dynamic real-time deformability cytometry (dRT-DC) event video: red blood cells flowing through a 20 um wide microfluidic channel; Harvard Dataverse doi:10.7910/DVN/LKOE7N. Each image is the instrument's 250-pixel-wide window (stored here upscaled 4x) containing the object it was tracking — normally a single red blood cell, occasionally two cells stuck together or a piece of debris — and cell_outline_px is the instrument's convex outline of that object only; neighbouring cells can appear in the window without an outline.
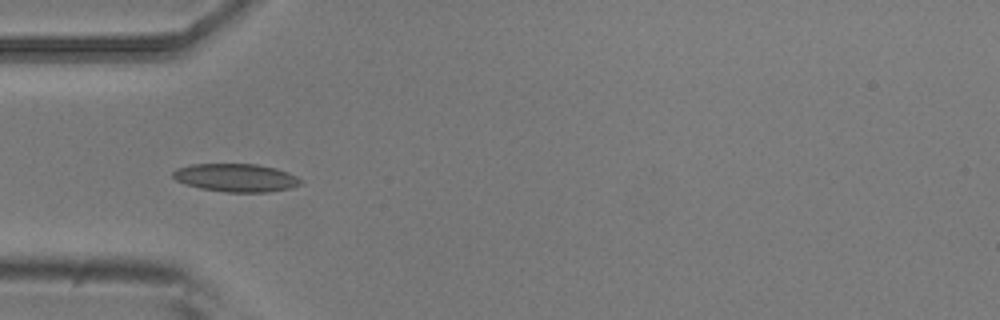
{"species": "common noctule bat (a hibernating species)", "species_latin": "Nyctalus noctula", "temperature_condition": "room temperature", "stored_images_in_passage": 9, "camera_frame_rate_fps": 3000, "um_per_image_px": 0.085, "animal": {"sex": "male", "body_mass_g": 20.5, "forearm_length_mm": 52.5}, "frame": {"image": 1, "passage_image": 4, "time_ms": 1.0, "image_size_px": [1000, 320], "cell_outline_px": [[300, 184], [292, 188], [268, 192], [224, 192], [200, 188], [176, 180], [172, 176], [172, 172], [176, 168], [192, 164], [256, 164], [276, 168], [288, 172], [296, 176], [300, 180]], "centroid_in_image_um": [20.05, 15.1], "position_along_channel_um": 64.9, "area_um2": 20.87}}
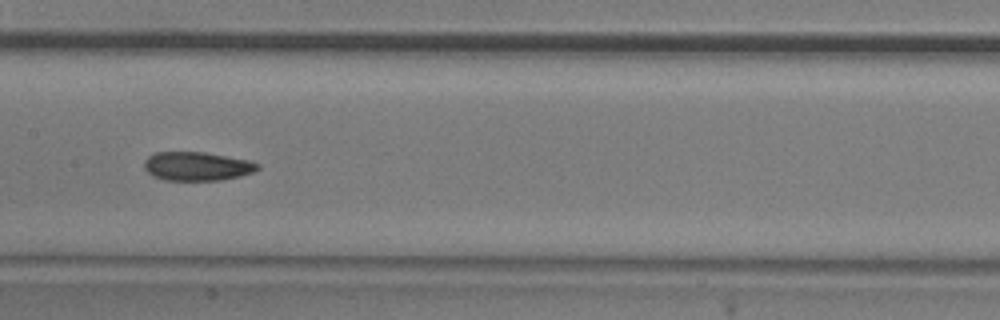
{"frame": {"image": 2, "passage_image": 7, "time_ms": 2.0, "image_size_px": [1000, 320], "cell_outline_px": [[260, 168], [252, 172], [240, 176], [220, 180], [164, 180], [152, 176], [144, 168], [144, 160], [148, 156], [156, 152], [204, 152], [252, 160], [260, 164]], "centroid_in_image_um": [16.76, 14.12], "position_along_channel_um": 190.6, "area_um2": 19.19}}
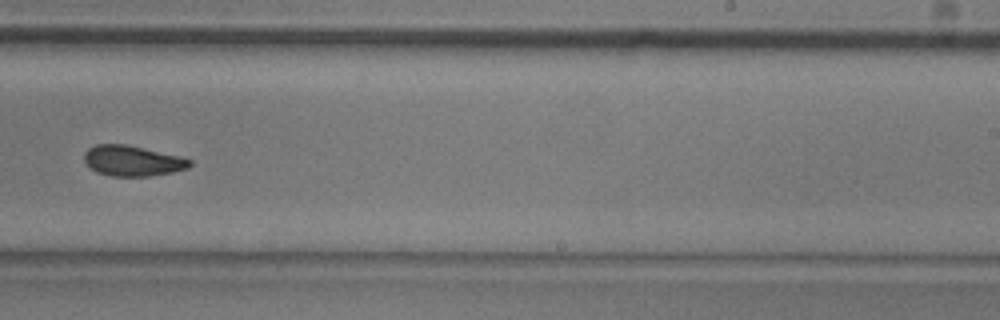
{"frame": {"image": 3, "passage_image": 9, "time_ms": 2.667, "image_size_px": [1000, 320], "cell_outline_px": [[192, 164], [188, 168], [172, 172], [148, 176], [112, 176], [96, 172], [84, 160], [84, 152], [88, 148], [96, 144], [124, 144], [180, 156], [192, 160]], "centroid_in_image_um": [11.26, 13.67], "position_along_channel_um": 277.7, "area_um2": 18.61}}